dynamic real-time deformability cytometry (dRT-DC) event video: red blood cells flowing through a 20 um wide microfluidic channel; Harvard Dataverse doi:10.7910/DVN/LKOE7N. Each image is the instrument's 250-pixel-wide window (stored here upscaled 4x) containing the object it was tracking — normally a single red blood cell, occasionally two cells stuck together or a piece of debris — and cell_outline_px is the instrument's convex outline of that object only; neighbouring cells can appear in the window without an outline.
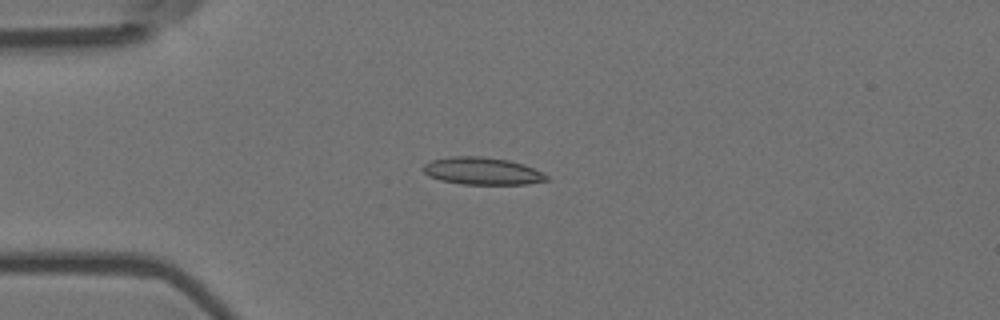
{"species": "Egyptian fruit bat (a non-hibernating species)", "species_latin": "Rousettus aegyptiacus", "temperature_condition": "room temperature", "stored_images_in_passage": 8, "camera_frame_rate_fps": 3000, "um_per_image_px": 0.085, "animal": {"sex": "female"}, "frame": {"image": 1, "passage_image": 4, "time_ms": 1.0, "image_size_px": [1000, 320], "cell_outline_px": [[548, 180], [528, 184], [460, 184], [440, 180], [428, 176], [424, 172], [424, 164], [432, 160], [448, 156], [480, 156], [508, 160], [524, 164], [548, 176]], "centroid_in_image_um": [40.96, 14.54], "position_along_channel_um": 44.0, "area_um2": 19.59}}
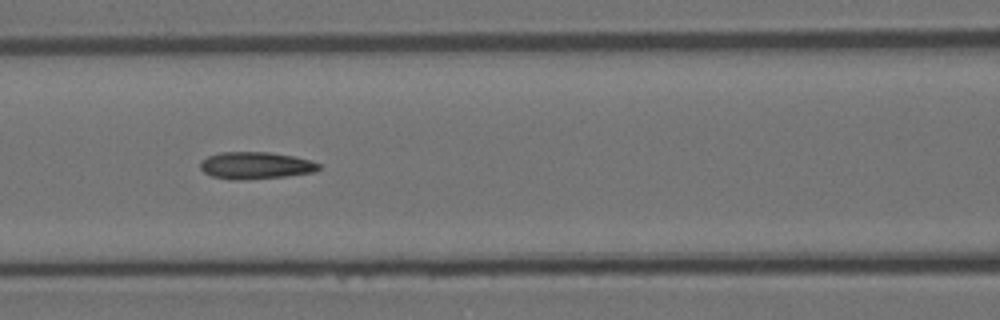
{"frame": {"image": 2, "passage_image": 7, "time_ms": 2.0, "image_size_px": [1000, 320], "cell_outline_px": [[320, 168], [316, 172], [284, 176], [244, 180], [228, 180], [212, 176], [204, 172], [200, 168], [200, 160], [208, 156], [220, 152], [268, 152], [292, 156], [312, 160], [320, 164]], "centroid_in_image_um": [21.71, 14.07], "position_along_channel_um": 144.9, "area_um2": 18.84}}
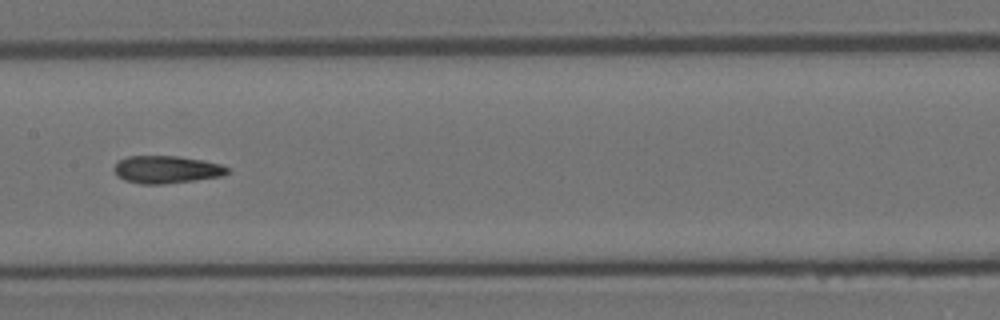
{"frame": {"image": 3, "passage_image": 8, "time_ms": 2.333, "image_size_px": [1000, 320], "cell_outline_px": [[232, 172], [224, 176], [196, 180], [164, 184], [140, 184], [124, 180], [116, 176], [112, 168], [120, 160], [128, 156], [180, 156], [204, 160], [220, 164], [228, 168]], "centroid_in_image_um": [14.17, 14.41], "position_along_channel_um": 193.2, "area_um2": 18.5}}